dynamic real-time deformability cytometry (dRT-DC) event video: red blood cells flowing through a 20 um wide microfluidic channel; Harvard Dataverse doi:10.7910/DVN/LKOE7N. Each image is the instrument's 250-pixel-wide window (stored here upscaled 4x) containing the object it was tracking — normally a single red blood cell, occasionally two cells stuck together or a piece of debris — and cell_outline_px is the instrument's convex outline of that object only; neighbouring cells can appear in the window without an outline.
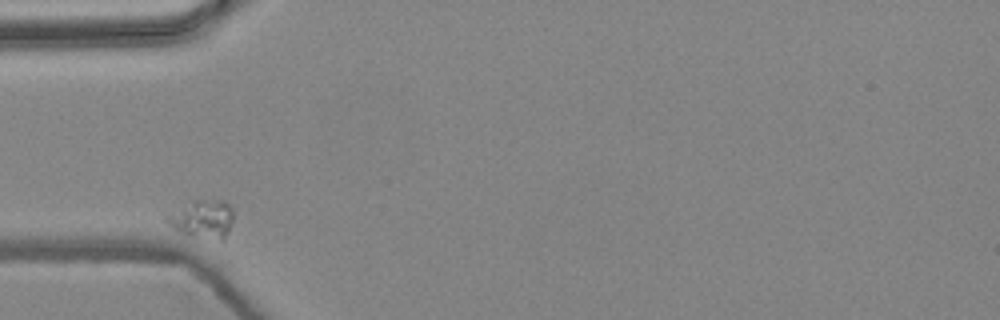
{"species": "common noctule bat (a hibernating species)", "species_latin": "Nyctalus noctula", "temperature_condition": "warm", "stored_images_in_passage": 2, "camera_frame_rate_fps": 3000, "um_per_image_px": 0.085, "animal": {"sex": "female", "body_mass_g": 24.6, "forearm_length_mm": 56.2}, "frame": {"image": 1, "passage_image": 1, "time_ms": 0.0, "image_size_px": [1000, 320], "cell_outline_px": [[232, 220], [224, 240], [220, 240], [180, 232], [172, 228], [164, 220], [168, 216], [192, 200], [224, 200], [232, 208]], "centroid_in_image_um": [17.24, 18.6], "position_along_channel_um": 67.8, "area_um2": 14.28}}